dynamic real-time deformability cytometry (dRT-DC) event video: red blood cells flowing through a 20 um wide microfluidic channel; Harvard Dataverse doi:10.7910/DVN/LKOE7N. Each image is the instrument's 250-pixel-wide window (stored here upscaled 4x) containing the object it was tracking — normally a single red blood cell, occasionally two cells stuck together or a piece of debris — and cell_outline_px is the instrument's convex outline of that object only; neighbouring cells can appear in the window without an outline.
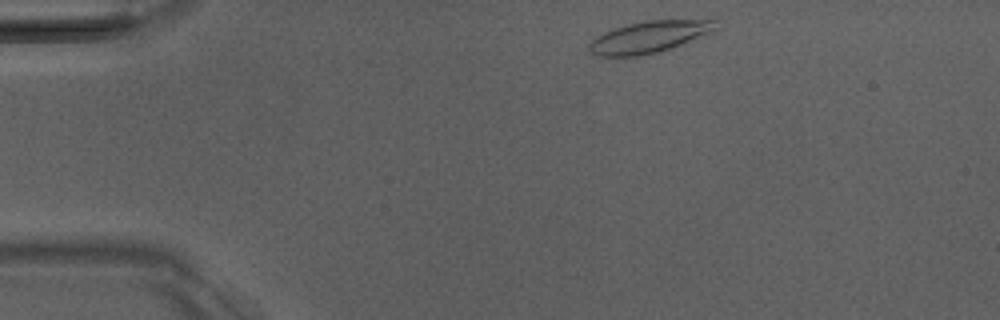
{"species": "Egyptian fruit bat (a non-hibernating species)", "species_latin": "Rousettus aegyptiacus", "temperature_condition": "room temperature", "stored_images_in_passage": 44, "camera_frame_rate_fps": 3000, "um_per_image_px": 0.085, "animal": {"sex": "male"}, "frame": {"image": 1, "passage_image": 2, "time_ms": 0.333, "image_size_px": [1000, 320], "cell_outline_px": [[720, 28], [660, 52], [636, 56], [596, 56], [588, 52], [588, 44], [592, 40], [604, 32], [628, 24], [648, 20], [716, 20]], "centroid_in_image_um": [55.15, 3.15], "position_along_channel_um": 29.9, "area_um2": 23.12}}
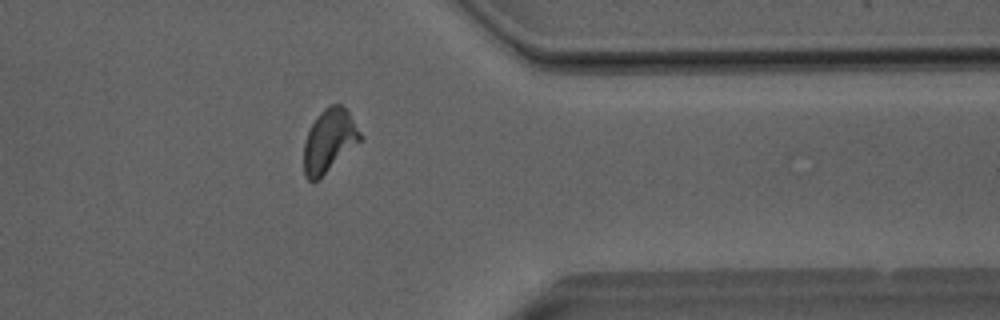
{"frame": {"image": 2, "passage_image": 34, "time_ms": 11.0, "image_size_px": [1000, 320], "cell_outline_px": [[360, 140], [316, 180], [308, 180], [304, 176], [304, 144], [308, 132], [316, 116], [328, 104], [340, 104], [348, 112], [360, 132]], "centroid_in_image_um": [27.93, 11.91], "position_along_channel_um": 383.5, "area_um2": 19.88}}
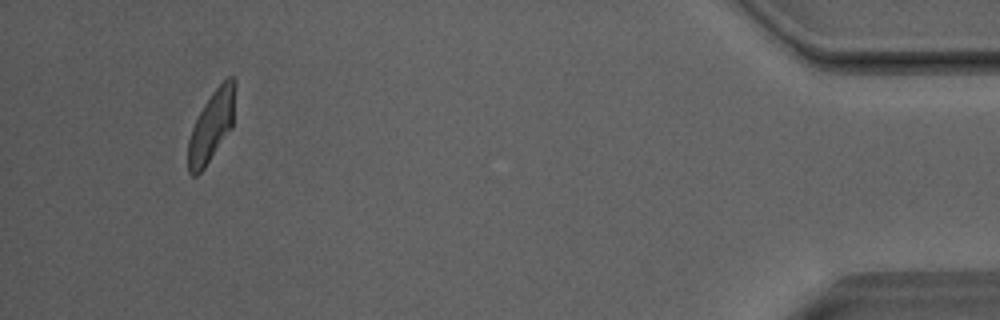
{"frame": {"image": 3, "passage_image": 41, "time_ms": 13.333, "image_size_px": [1000, 320], "cell_outline_px": [[236, 88], [232, 128], [204, 168], [196, 176], [192, 176], [188, 172], [188, 140], [192, 128], [204, 104], [212, 92], [228, 76], [232, 76], [236, 80]], "centroid_in_image_um": [17.99, 10.7], "position_along_channel_um": 417.2, "area_um2": 19.36}, "authors_computed_cell_mechanics": {"area_um2": 20.9236, "velocity_mm_per_s": 4.0147, "shape_relaxation_time_tau1_ms": 5.2584, "shape_relaxation_time_tau2_ms": 1.8373, "deformation_change_tau1": 0.1859, "deformation_change_tau2": 0.0817}}